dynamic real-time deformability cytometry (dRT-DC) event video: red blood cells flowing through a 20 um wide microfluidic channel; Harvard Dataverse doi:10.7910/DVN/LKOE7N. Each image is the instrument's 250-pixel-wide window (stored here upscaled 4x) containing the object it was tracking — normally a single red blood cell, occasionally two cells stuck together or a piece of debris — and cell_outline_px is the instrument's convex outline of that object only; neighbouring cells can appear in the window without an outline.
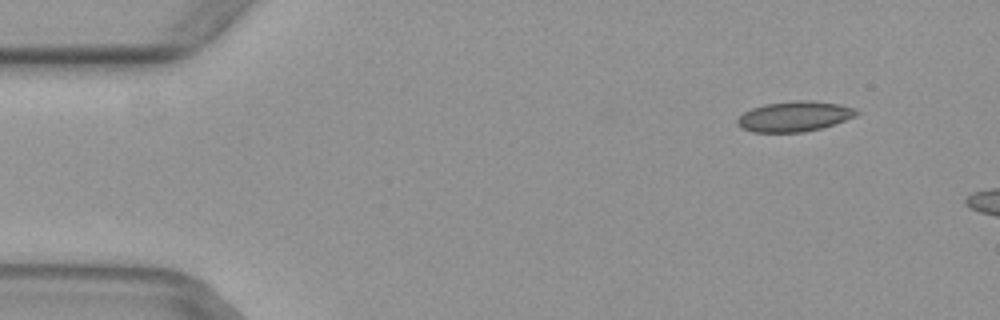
{"species": "common noctule bat (a hibernating species)", "species_latin": "Nyctalus noctula", "temperature_condition": "warm", "stored_images_in_passage": 2, "camera_frame_rate_fps": 3000, "um_per_image_px": 0.085, "animal": {"sex": "female", "body_mass_g": 29.2, "forearm_length_mm": 56.3}, "frame": {"image": 1, "passage_image": 1, "time_ms": 0.0, "image_size_px": [1000, 320], "cell_outline_px": [[860, 112], [856, 116], [820, 128], [804, 132], [752, 132], [736, 124], [736, 120], [744, 112], [752, 108], [764, 104], [796, 100], [808, 100], [840, 104], [856, 108]], "centroid_in_image_um": [67.53, 9.88], "position_along_channel_um": 17.5, "area_um2": 20.92}}